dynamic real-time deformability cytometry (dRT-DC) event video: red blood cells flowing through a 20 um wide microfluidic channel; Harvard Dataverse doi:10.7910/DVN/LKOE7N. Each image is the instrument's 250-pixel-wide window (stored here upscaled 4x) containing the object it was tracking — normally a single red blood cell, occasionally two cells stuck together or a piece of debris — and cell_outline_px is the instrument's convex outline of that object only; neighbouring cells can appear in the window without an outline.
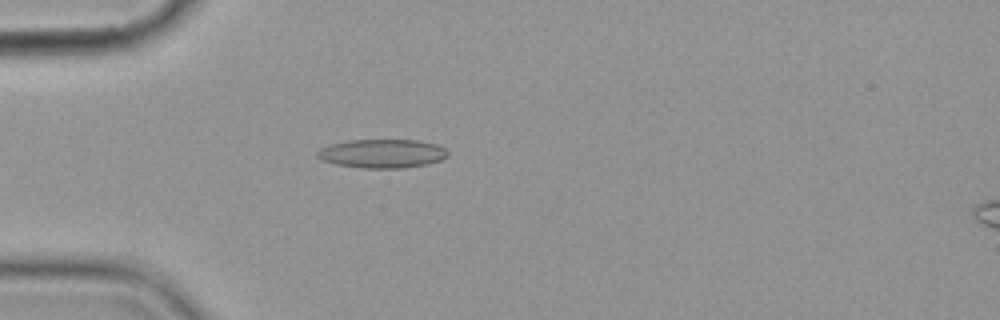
{"species": "common noctule bat (a hibernating species)", "species_latin": "Nyctalus noctula", "temperature_condition": "cold", "stored_images_in_passage": 5, "camera_frame_rate_fps": 3000, "um_per_image_px": 0.085, "animal": {"sex": "female", "body_mass_g": 19.9}, "frame": {"image": 1, "passage_image": 4, "time_ms": 3.667, "image_size_px": [1000, 320], "cell_outline_px": [[448, 156], [440, 160], [428, 164], [404, 168], [364, 168], [336, 164], [320, 160], [316, 156], [316, 152], [320, 148], [332, 144], [348, 140], [416, 140], [440, 144], [448, 152]], "centroid_in_image_um": [32.5, 13.05], "position_along_channel_um": 52.5, "area_um2": 22.02}}